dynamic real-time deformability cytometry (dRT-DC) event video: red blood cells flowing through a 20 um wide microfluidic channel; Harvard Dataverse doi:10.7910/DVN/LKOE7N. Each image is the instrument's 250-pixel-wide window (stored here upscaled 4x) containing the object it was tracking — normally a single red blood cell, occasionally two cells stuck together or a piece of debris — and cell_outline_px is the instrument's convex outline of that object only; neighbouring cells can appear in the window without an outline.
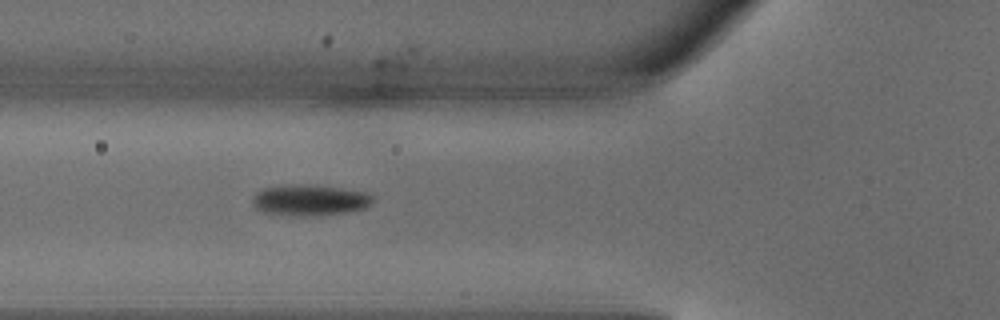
{"species": "common noctule bat (a hibernating species)", "species_latin": "Nyctalus noctula", "temperature_condition": "warm", "stored_images_in_passage": 4, "camera_frame_rate_fps": 3000, "um_per_image_px": 0.085, "animal": {"sex": "male", "body_mass_g": 18.8}, "frame": {"image": 1, "passage_image": 4, "time_ms": 1.0, "image_size_px": [1000, 320], "cell_outline_px": [[372, 204], [364, 208], [348, 212], [264, 212], [256, 208], [252, 204], [252, 196], [256, 192], [264, 188], [292, 184], [312, 184], [368, 192], [372, 196]], "centroid_in_image_um": [26.35, 16.92], "position_along_channel_um": 99.4, "area_um2": 20.46}}